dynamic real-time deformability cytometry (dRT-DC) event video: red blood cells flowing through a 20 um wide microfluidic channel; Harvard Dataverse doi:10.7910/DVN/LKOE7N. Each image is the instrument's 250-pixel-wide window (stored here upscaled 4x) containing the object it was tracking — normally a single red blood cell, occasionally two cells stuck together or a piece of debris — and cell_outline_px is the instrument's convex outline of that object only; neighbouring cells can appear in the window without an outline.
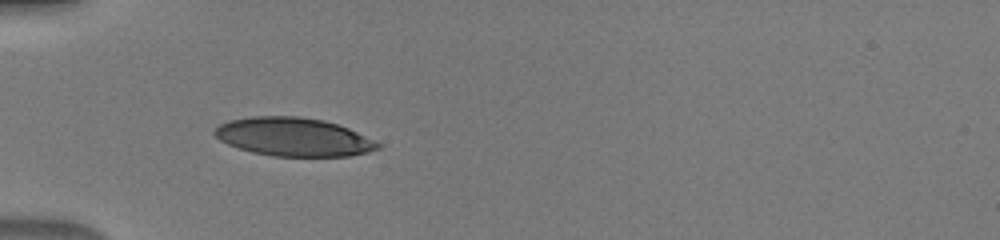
{"species": "human", "species_latin": "Homo sapiens", "temperature_condition": "warm", "stored_images_in_passage": 34, "camera_frame_rate_fps": 3000, "um_per_image_px": 0.085, "donor": {"sex": "male"}, "frame": {"image": 1, "passage_image": 1, "time_ms": 0.0, "image_size_px": [1000, 240], "cell_outline_px": [[384, 144], [380, 148], [368, 152], [348, 156], [272, 156], [252, 152], [228, 144], [220, 140], [212, 132], [220, 124], [228, 120], [252, 116], [300, 116], [324, 120], [348, 128]], "centroid_in_image_um": [24.97, 11.63], "position_along_channel_um": 60.0, "area_um2": 36.65}}
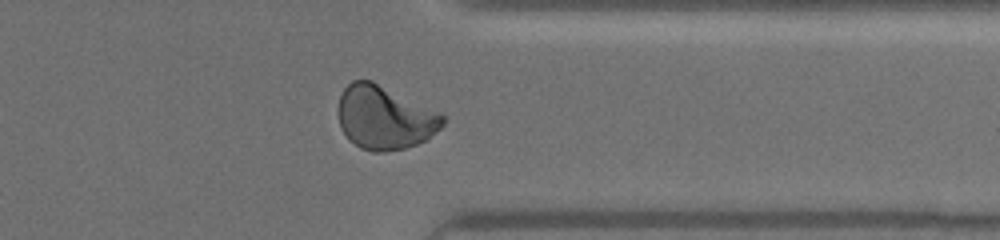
{"frame": {"image": 2, "passage_image": 25, "time_ms": 8.0, "image_size_px": [1000, 240], "cell_outline_px": [[444, 124], [428, 140], [404, 148], [384, 152], [372, 152], [360, 148], [348, 140], [340, 128], [340, 96], [344, 88], [352, 80], [372, 80], [444, 116]], "centroid_in_image_um": [32.67, 10.02], "position_along_channel_um": 378.7, "area_um2": 38.26}}
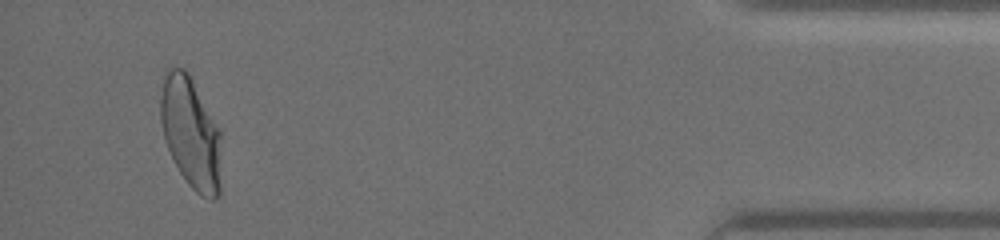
{"frame": {"image": 3, "passage_image": 32, "time_ms": 10.333, "image_size_px": [1000, 240], "cell_outline_px": [[220, 196], [216, 200], [208, 200], [200, 196], [188, 184], [180, 172], [164, 140], [160, 120], [160, 96], [164, 72], [168, 68], [184, 68], [188, 72], [220, 132]], "centroid_in_image_um": [16.2, 11.32], "position_along_channel_um": 419.0, "area_um2": 39.36}}